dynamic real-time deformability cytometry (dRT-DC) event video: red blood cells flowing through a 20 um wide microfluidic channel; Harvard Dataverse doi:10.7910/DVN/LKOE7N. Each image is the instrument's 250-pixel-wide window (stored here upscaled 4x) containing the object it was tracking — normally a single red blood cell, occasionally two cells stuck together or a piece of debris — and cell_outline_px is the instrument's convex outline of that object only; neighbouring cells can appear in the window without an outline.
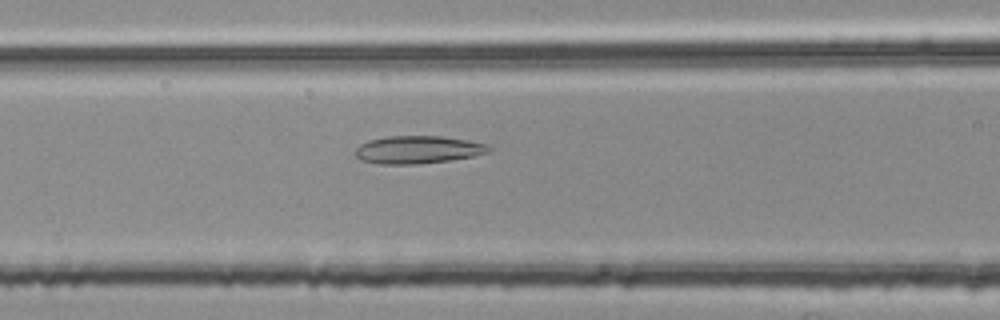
{"species": "common noctule bat (a hibernating species)", "species_latin": "Nyctalus noctula", "temperature_condition": "room temperature", "stored_images_in_passage": 44, "camera_frame_rate_fps": 3000, "um_per_image_px": 0.085, "animal": {"sex": "female", "body_mass_g": 25.1}, "frame": {"image": 1, "passage_image": 12, "time_ms": 3.667, "image_size_px": [1000, 320], "cell_outline_px": [[496, 148], [488, 152], [476, 156], [452, 160], [416, 164], [380, 164], [360, 160], [356, 156], [356, 148], [360, 144], [368, 140], [388, 136], [440, 136], [468, 140], [488, 144]], "centroid_in_image_um": [35.58, 12.72], "position_along_channel_um": 131.0, "area_um2": 21.85}}
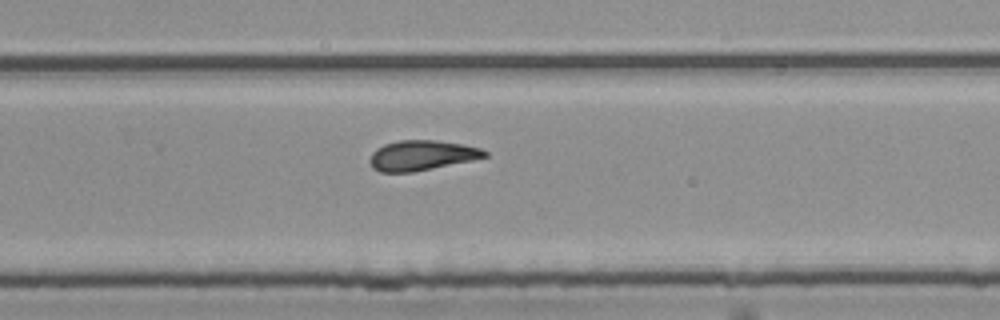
{"frame": {"image": 2, "passage_image": 25, "time_ms": 8.0, "image_size_px": [1000, 320], "cell_outline_px": [[488, 156], [472, 160], [412, 172], [380, 172], [372, 168], [368, 160], [372, 152], [376, 148], [384, 144], [400, 140], [436, 140], [460, 144], [480, 148], [488, 152]], "centroid_in_image_um": [35.8, 13.21], "position_along_channel_um": 294.0, "area_um2": 20.06}}
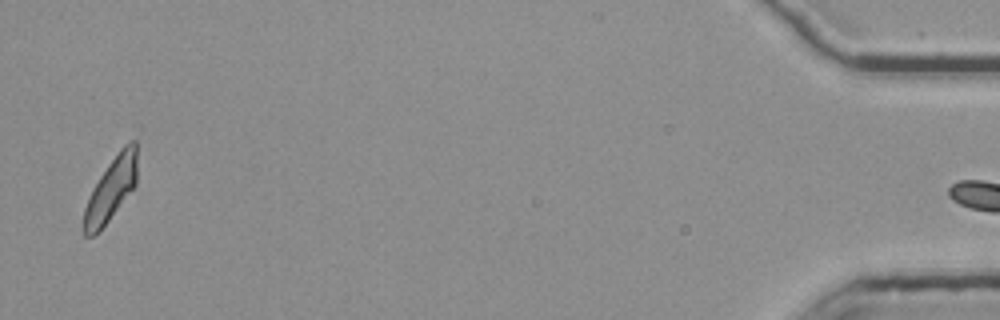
{"frame": {"image": 3, "passage_image": 43, "time_ms": 14.0, "image_size_px": [1000, 320], "cell_outline_px": [[136, 184], [100, 232], [92, 236], [84, 236], [84, 208], [92, 188], [108, 164], [120, 148], [128, 140], [136, 140]], "centroid_in_image_um": [9.43, 16.07], "position_along_channel_um": 425.8, "area_um2": 19.54}, "authors_computed_cell_mechanics": {"area_um2": 20.4034, "velocity_mm_per_s": 3.766, "shape_relaxation_time_tau1_ms": null, "shape_relaxation_time_tau2_ms": 2.9243, "deformation_change_tau1": null, "deformation_change_tau2": 0.1241}}